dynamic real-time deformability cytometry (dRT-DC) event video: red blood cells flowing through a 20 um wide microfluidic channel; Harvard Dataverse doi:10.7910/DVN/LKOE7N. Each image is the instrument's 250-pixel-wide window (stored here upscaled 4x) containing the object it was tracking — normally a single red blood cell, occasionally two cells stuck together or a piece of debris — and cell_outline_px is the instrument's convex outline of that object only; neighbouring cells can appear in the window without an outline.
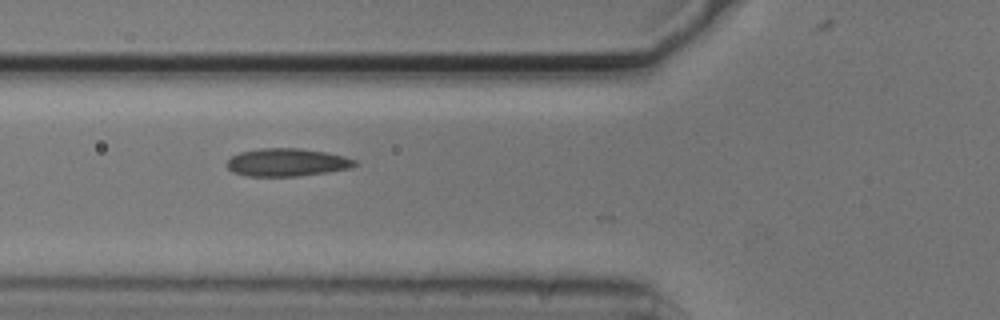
{"species": "common noctule bat (a hibernating species)", "species_latin": "Nyctalus noctula", "temperature_condition": "cold", "stored_images_in_passage": 18, "camera_frame_rate_fps": 3000, "um_per_image_px": 0.085, "animal": {"sex": "male", "body_mass_g": 20.5, "forearm_length_mm": 52.5}, "frame": {"image": 1, "passage_image": 2, "time_ms": 0.333, "image_size_px": [1000, 320], "cell_outline_px": [[356, 164], [352, 168], [328, 172], [296, 176], [244, 176], [232, 172], [224, 164], [232, 156], [240, 152], [260, 148], [300, 148], [324, 152], [344, 156], [356, 160]], "centroid_in_image_um": [24.36, 13.8], "position_along_channel_um": 101.4, "area_um2": 20.87}}
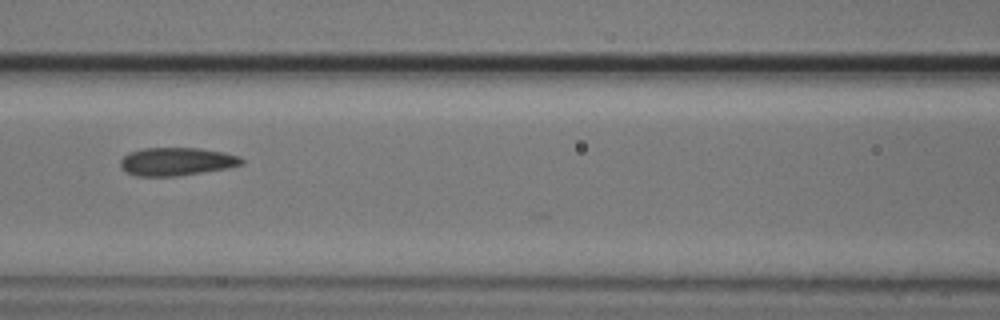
{"frame": {"image": 2, "passage_image": 6, "time_ms": 1.667, "image_size_px": [1000, 320], "cell_outline_px": [[244, 164], [228, 168], [176, 176], [136, 176], [124, 172], [120, 168], [120, 160], [128, 152], [144, 148], [200, 148], [224, 152], [240, 156], [244, 160]], "centroid_in_image_um": [14.99, 13.73], "position_along_channel_um": 151.6, "area_um2": 20.06}}